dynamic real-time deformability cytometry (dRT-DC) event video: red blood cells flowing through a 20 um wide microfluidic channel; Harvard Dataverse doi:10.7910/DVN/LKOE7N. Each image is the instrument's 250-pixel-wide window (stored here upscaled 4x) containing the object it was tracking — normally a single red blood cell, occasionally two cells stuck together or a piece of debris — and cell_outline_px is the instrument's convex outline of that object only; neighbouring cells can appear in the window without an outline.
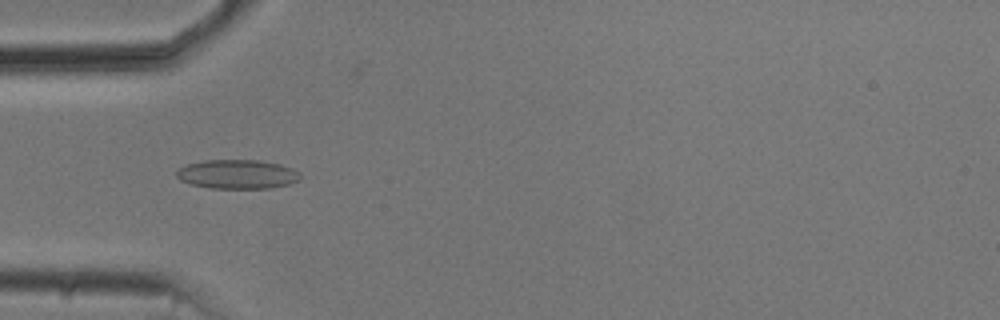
{"species": "common noctule bat (a hibernating species)", "species_latin": "Nyctalus noctula", "temperature_condition": "cold", "stored_images_in_passage": 40, "camera_frame_rate_fps": 3000, "um_per_image_px": 0.085, "animal": {"sex": "male", "body_mass_g": 20.5, "forearm_length_mm": 52.5}, "frame": {"image": 1, "passage_image": 5, "time_ms": 1.333, "image_size_px": [1000, 320], "cell_outline_px": [[300, 180], [288, 184], [268, 188], [208, 188], [192, 184], [180, 180], [176, 176], [176, 172], [180, 168], [188, 164], [204, 160], [256, 160], [280, 164], [292, 168], [300, 172]], "centroid_in_image_um": [20.18, 14.81], "position_along_channel_um": 64.8, "area_um2": 20.92}}
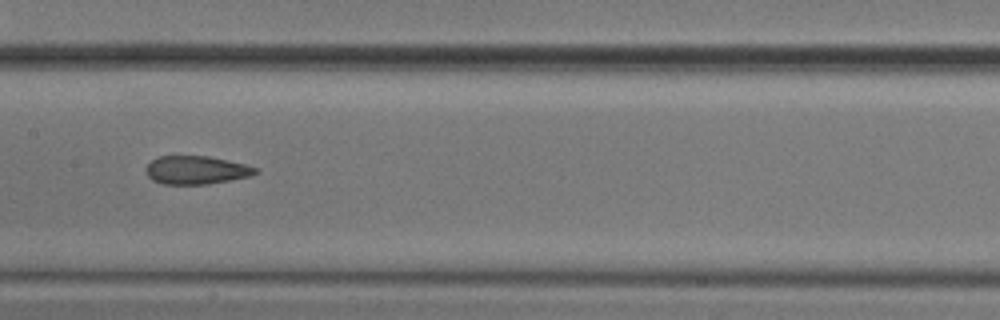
{"frame": {"image": 2, "passage_image": 15, "time_ms": 4.667, "image_size_px": [1000, 320], "cell_outline_px": [[260, 172], [248, 176], [208, 184], [164, 184], [152, 180], [148, 176], [144, 168], [152, 160], [160, 156], [208, 156], [244, 164], [256, 168]], "centroid_in_image_um": [16.64, 14.45], "position_along_channel_um": 190.8, "area_um2": 17.86}}
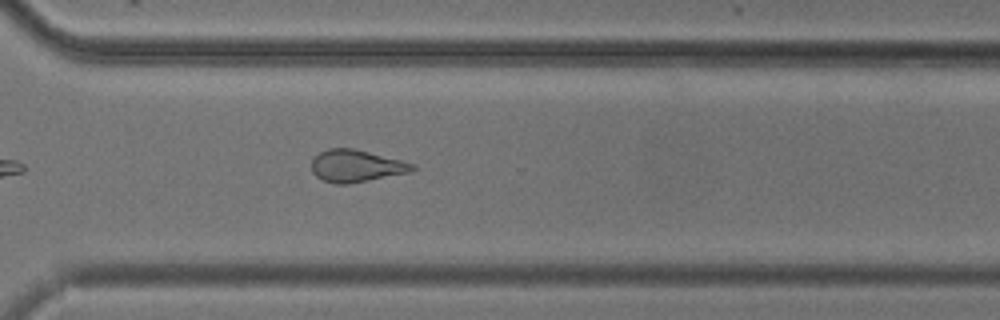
{"frame": {"image": 3, "passage_image": 27, "time_ms": 8.667, "image_size_px": [1000, 320], "cell_outline_px": [[416, 168], [412, 172], [348, 184], [332, 184], [316, 176], [312, 172], [312, 160], [320, 152], [328, 148], [352, 148], [416, 164]], "centroid_in_image_um": [30.28, 14.11], "position_along_channel_um": 340.3, "area_um2": 18.84}, "authors_computed_cell_mechanics": {"area_um2": 19.0451, "velocity_mm_per_s": 3.7584, "shape_relaxation_time_tau1_ms": 6.9104, "shape_relaxation_time_tau2_ms": 1.7235, "deformation_change_tau1": 0.1791, "deformation_change_tau2": 0.0954}}